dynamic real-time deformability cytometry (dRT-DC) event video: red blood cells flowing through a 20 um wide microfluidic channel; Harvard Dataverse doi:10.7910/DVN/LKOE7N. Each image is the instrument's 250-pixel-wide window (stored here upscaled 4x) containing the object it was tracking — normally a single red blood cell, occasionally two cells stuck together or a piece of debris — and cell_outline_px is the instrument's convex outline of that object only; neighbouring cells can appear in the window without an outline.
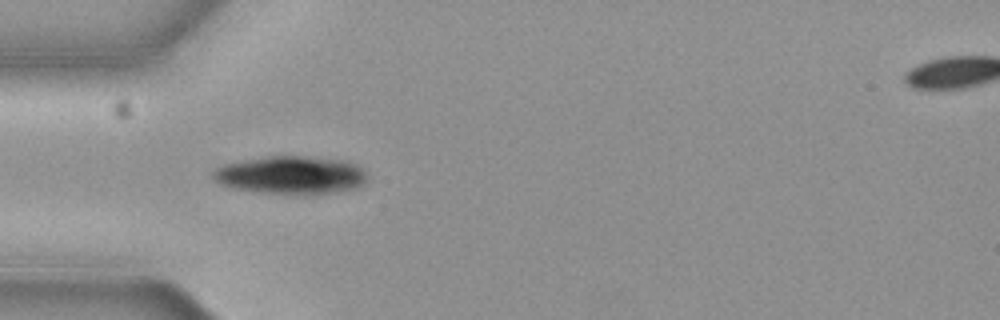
{"species": "common noctule bat (a hibernating species)", "species_latin": "Nyctalus noctula", "temperature_condition": "cold", "stored_images_in_passage": 3, "camera_frame_rate_fps": 3000, "um_per_image_px": 0.085, "animal": {"sex": "female", "body_mass_g": 19.3, "forearm_length_mm": 54.1}, "frame": {"image": 1, "passage_image": 2, "time_ms": 0.333, "image_size_px": [1000, 320], "cell_outline_px": [[368, 180], [356, 188], [336, 192], [304, 196], [260, 192], [232, 188], [220, 184], [212, 180], [212, 172], [216, 168], [224, 164], [244, 160], [268, 156], [304, 156], [344, 160], [356, 164], [368, 176]], "centroid_in_image_um": [24.72, 14.9], "position_along_channel_um": 60.3, "area_um2": 34.68}}